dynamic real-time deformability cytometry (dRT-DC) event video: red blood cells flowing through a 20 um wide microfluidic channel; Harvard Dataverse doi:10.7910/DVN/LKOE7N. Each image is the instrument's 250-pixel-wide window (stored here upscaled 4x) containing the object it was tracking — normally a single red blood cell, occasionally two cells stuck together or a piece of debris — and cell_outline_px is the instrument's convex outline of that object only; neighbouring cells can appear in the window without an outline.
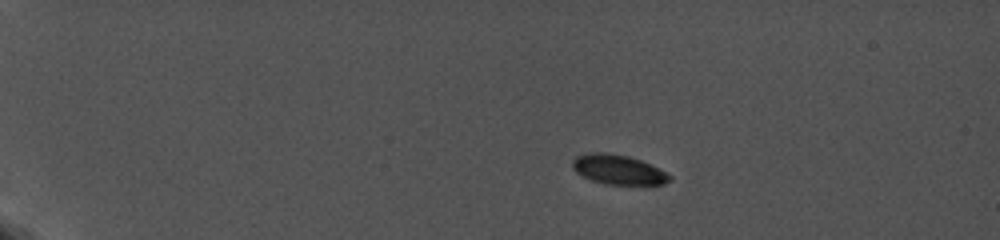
{"species": "common noctule bat (a hibernating species)", "species_latin": "Nyctalus noctula", "temperature_condition": "cold", "stored_images_in_passage": 17, "camera_frame_rate_fps": 5000, "um_per_image_px": 0.085, "animal": {"sex": "female", "body_mass_g": 19.0, "forearm_length_mm": 56.7}, "frame": {"image": 1, "passage_image": 1, "time_ms": 0.0, "image_size_px": [1000, 240], "cell_outline_px": [[672, 180], [664, 184], [604, 184], [592, 180], [576, 172], [572, 168], [572, 160], [576, 156], [588, 152], [604, 152], [628, 156], [640, 160], [672, 176]], "centroid_in_image_um": [52.51, 14.41], "position_along_channel_um": 32.5, "area_um2": 16.59}}